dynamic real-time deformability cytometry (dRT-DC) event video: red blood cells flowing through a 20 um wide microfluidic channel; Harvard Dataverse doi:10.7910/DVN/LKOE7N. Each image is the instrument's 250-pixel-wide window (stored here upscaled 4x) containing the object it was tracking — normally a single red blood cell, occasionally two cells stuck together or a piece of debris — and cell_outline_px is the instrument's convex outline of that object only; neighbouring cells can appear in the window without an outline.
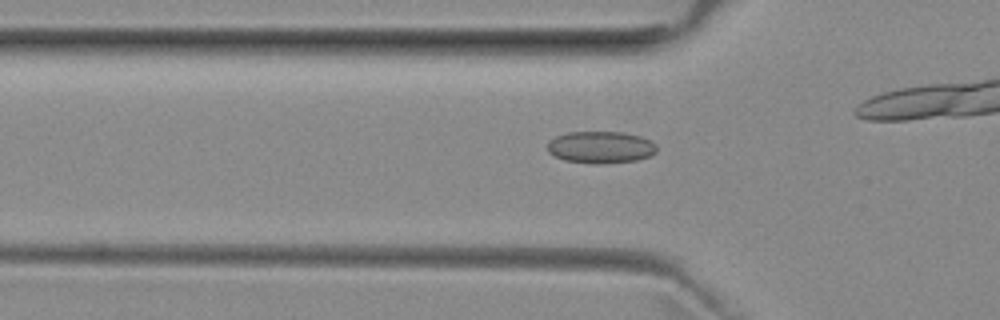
{"species": "common noctule bat (a hibernating species)", "species_latin": "Nyctalus noctula", "temperature_condition": "room temperature", "stored_images_in_passage": 26, "camera_frame_rate_fps": 3000, "um_per_image_px": 0.085, "animal": {"sex": "female", "body_mass_g": 29.2, "forearm_length_mm": 56.3}, "frame": {"image": 1, "passage_image": 3, "time_ms": 0.667, "image_size_px": [1000, 320], "cell_outline_px": [[656, 152], [648, 156], [636, 160], [600, 164], [592, 164], [564, 160], [548, 152], [548, 140], [556, 136], [568, 132], [624, 132], [640, 136], [656, 144]], "centroid_in_image_um": [51.03, 12.51], "position_along_channel_um": 74.8, "area_um2": 20.35}}
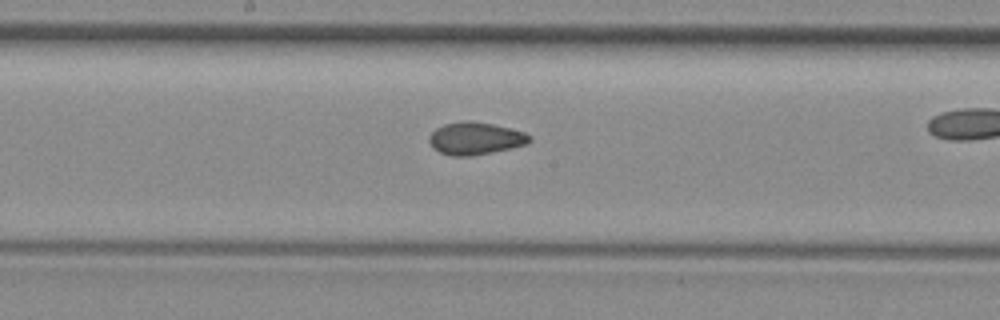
{"frame": {"image": 2, "passage_image": 13, "time_ms": 4.0, "image_size_px": [1000, 320], "cell_outline_px": [[532, 140], [528, 144], [492, 152], [472, 156], [452, 156], [440, 152], [432, 148], [428, 140], [428, 136], [436, 128], [444, 124], [464, 120], [468, 120], [492, 124], [524, 132], [532, 136]], "centroid_in_image_um": [40.39, 11.77], "position_along_channel_um": 207.8, "area_um2": 19.07}}
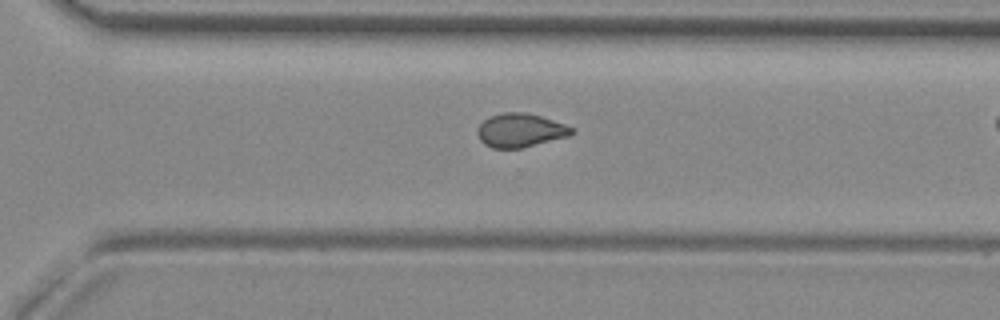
{"frame": {"image": 3, "passage_image": 22, "time_ms": 7.0, "image_size_px": [1000, 320], "cell_outline_px": [[572, 132], [568, 136], [524, 148], [492, 148], [484, 144], [480, 140], [476, 132], [480, 124], [488, 116], [500, 112], [524, 112], [540, 116], [564, 124], [572, 128]], "centroid_in_image_um": [44.17, 11.08], "position_along_channel_um": 326.4, "area_um2": 18.5}}